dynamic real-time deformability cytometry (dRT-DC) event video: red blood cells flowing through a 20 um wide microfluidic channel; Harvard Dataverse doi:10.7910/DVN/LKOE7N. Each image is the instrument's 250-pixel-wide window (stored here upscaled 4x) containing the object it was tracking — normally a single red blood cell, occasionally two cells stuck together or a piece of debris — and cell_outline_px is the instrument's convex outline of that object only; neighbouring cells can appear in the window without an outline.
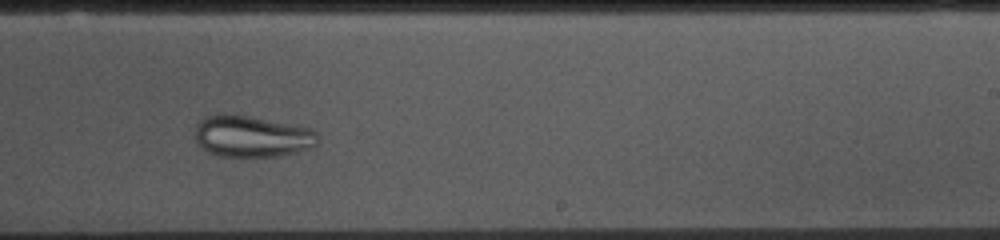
{"species": "common noctule bat (a hibernating species)", "species_latin": "Nyctalus noctula", "temperature_condition": "cold", "stored_images_in_passage": 53, "camera_frame_rate_fps": 3000, "um_per_image_px": 0.085, "animal": {"sex": "female", "body_mass_g": 10.0, "forearm_length_mm": 53.1}, "frame": {"image": 1, "passage_image": 31, "time_ms": 10.0, "image_size_px": [1000, 240], "cell_outline_px": [[316, 144], [312, 148], [296, 152], [276, 156], [220, 156], [208, 152], [196, 140], [196, 128], [200, 120], [204, 116], [224, 112], [252, 116], [312, 128], [316, 132]], "centroid_in_image_um": [21.4, 11.56], "position_along_channel_um": 267.6, "area_um2": 29.77}}